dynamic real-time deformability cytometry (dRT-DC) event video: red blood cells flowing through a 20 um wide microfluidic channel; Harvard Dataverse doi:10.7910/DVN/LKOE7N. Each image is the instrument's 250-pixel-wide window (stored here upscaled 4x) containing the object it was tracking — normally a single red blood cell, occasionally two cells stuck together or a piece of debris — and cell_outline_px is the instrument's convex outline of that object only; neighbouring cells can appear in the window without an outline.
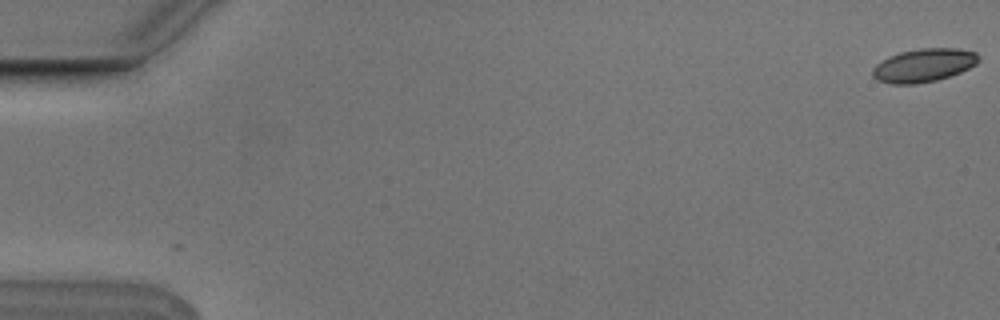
{"species": "Egyptian fruit bat (a non-hibernating species)", "species_latin": "Rousettus aegyptiacus", "temperature_condition": "cold", "stored_images_in_passage": 4, "camera_frame_rate_fps": 3000, "um_per_image_px": 0.085, "animal": {"sex": "male"}, "frame": {"image": 1, "passage_image": 1, "time_ms": 0.0, "image_size_px": [1000, 320], "cell_outline_px": [[980, 60], [976, 64], [960, 72], [936, 80], [916, 84], [892, 84], [876, 80], [872, 76], [872, 68], [880, 60], [888, 56], [900, 52], [920, 48], [956, 48], [976, 52], [980, 56]], "centroid_in_image_um": [78.49, 5.54], "position_along_channel_um": 6.5, "area_um2": 20.75}}